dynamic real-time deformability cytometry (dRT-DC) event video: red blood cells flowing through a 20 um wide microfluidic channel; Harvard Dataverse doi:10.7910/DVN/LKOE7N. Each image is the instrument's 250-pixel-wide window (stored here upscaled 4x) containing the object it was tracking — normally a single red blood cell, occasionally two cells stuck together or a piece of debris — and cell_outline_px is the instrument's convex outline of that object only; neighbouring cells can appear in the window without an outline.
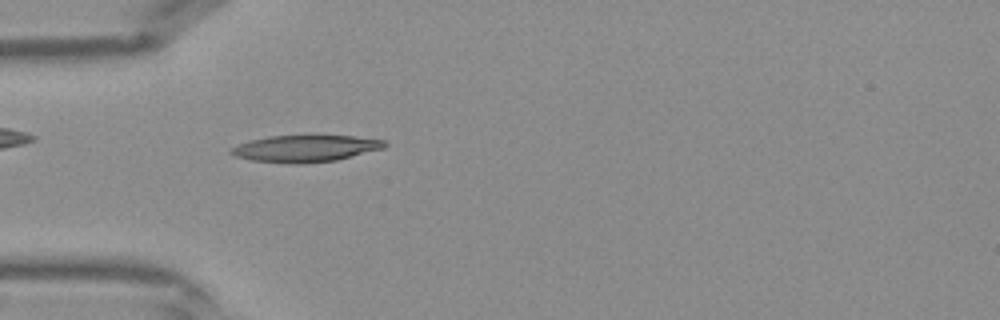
{"species": "Egyptian fruit bat (a non-hibernating species)", "species_latin": "Rousettus aegyptiacus", "temperature_condition": "warm", "stored_images_in_passage": 42, "camera_frame_rate_fps": 3000, "um_per_image_px": 0.085, "frame": {"image": 1, "passage_image": 13, "time_ms": 4.0, "image_size_px": [1000, 320], "cell_outline_px": [[388, 144], [384, 148], [336, 160], [304, 164], [296, 164], [252, 160], [236, 156], [228, 152], [228, 148], [252, 140], [268, 136], [312, 132], [352, 136], [388, 140]], "centroid_in_image_um": [26.0, 12.57], "position_along_channel_um": 59.0, "area_um2": 25.09}}
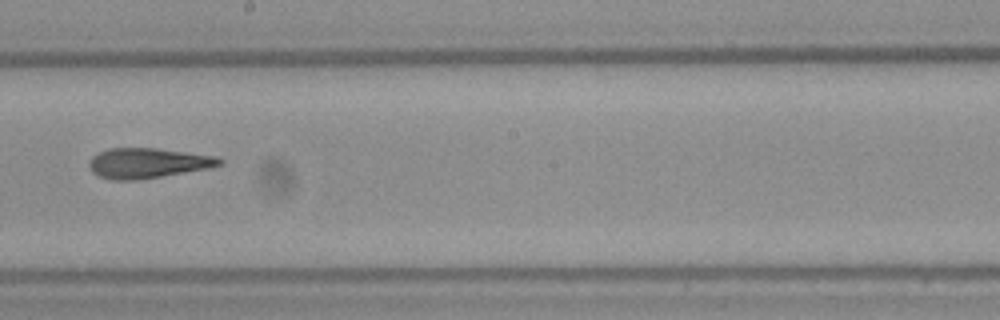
{"frame": {"image": 2, "passage_image": 24, "time_ms": 7.667, "image_size_px": [1000, 320], "cell_outline_px": [[224, 164], [208, 168], [140, 180], [112, 180], [100, 176], [92, 172], [88, 164], [92, 156], [108, 148], [156, 148], [216, 156], [224, 160]], "centroid_in_image_um": [12.56, 13.86], "position_along_channel_um": 235.6, "area_um2": 22.89}}
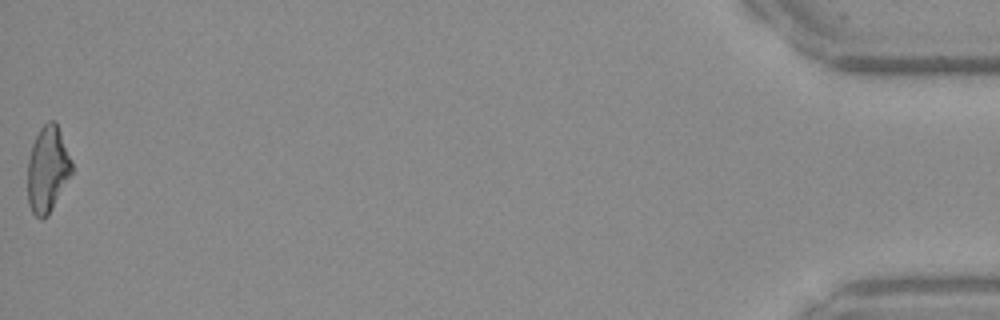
{"frame": {"image": 3, "passage_image": 42, "time_ms": 13.667, "image_size_px": [1000, 320], "cell_outline_px": [[72, 172], [48, 216], [40, 220], [32, 212], [28, 204], [28, 160], [32, 144], [40, 128], [48, 120], [56, 120], [72, 160]], "centroid_in_image_um": [4.04, 14.38], "position_along_channel_um": 431.2, "area_um2": 22.2}}